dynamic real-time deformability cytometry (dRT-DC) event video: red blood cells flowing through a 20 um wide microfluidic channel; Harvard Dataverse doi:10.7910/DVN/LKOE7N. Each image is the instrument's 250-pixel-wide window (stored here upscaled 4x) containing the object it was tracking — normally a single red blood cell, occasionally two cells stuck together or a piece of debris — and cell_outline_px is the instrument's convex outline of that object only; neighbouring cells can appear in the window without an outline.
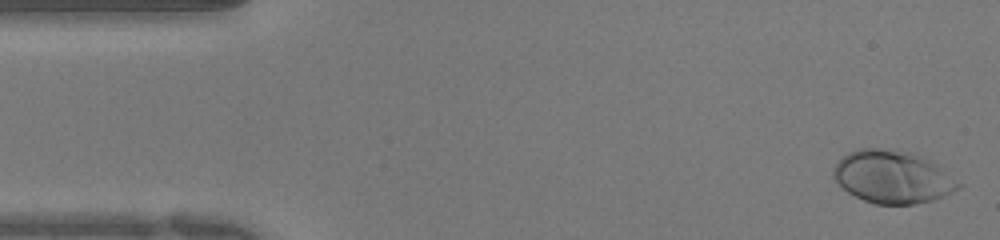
{"species": "human", "species_latin": "Homo sapiens", "temperature_condition": "warm", "stored_images_in_passage": 50, "camera_frame_rate_fps": 3000, "um_per_image_px": 0.085, "donor": {"sex": "female"}, "frame": {"image": 1, "passage_image": 1, "time_ms": 0.0, "image_size_px": [1000, 240], "cell_outline_px": [[960, 188], [952, 192], [932, 200], [916, 204], [872, 204], [848, 192], [832, 176], [832, 168], [848, 152], [860, 148], [892, 148], [924, 156], [960, 184]], "centroid_in_image_um": [75.82, 15.03], "position_along_channel_um": 9.2, "area_um2": 38.03}}
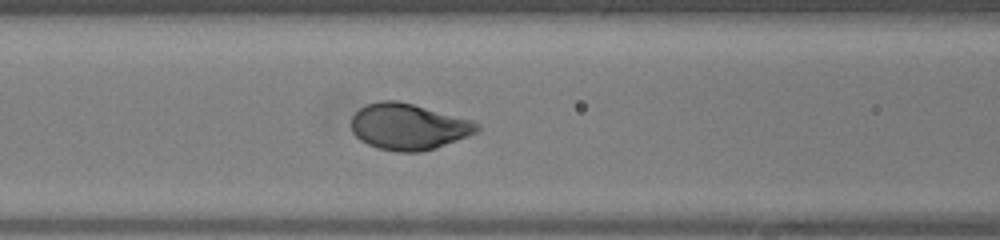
{"frame": {"image": 2, "passage_image": 19, "time_ms": 6.0, "image_size_px": [1000, 240], "cell_outline_px": [[480, 128], [476, 132], [468, 136], [436, 148], [420, 152], [396, 152], [376, 148], [360, 140], [352, 132], [352, 116], [360, 108], [368, 104], [380, 100], [396, 100], [412, 104], [472, 120], [480, 124]], "centroid_in_image_um": [34.71, 10.78], "position_along_channel_um": 131.9, "area_um2": 33.81}}
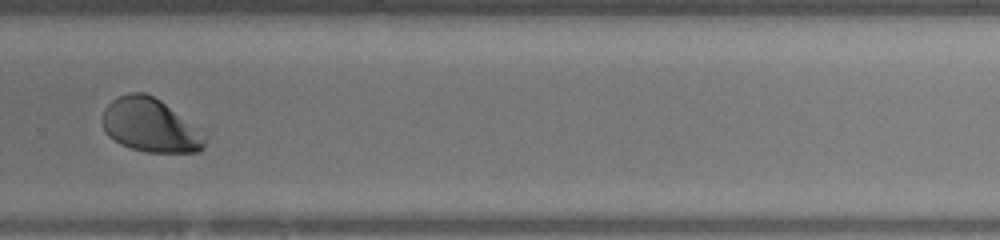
{"frame": {"image": 3, "passage_image": 33, "time_ms": 10.667, "image_size_px": [1000, 240], "cell_outline_px": [[204, 148], [200, 152], [148, 152], [132, 148], [120, 144], [108, 136], [104, 128], [104, 108], [112, 100], [128, 92], [144, 92], [160, 100], [204, 140]], "centroid_in_image_um": [12.64, 10.66], "position_along_channel_um": 317.2, "area_um2": 30.4}, "authors_computed_cell_mechanics": {"area_um2": 33.8419, "velocity_mm_per_s": 3.98, "shape_relaxation_time_tau1_ms": 1.9845, "shape_relaxation_time_tau2_ms": null, "deformation_change_tau1": 0.1513, "deformation_change_tau2": null}}